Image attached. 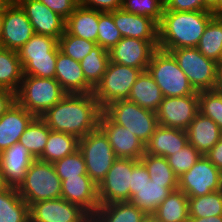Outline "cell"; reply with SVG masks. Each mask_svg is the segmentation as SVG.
Instances as JSON below:
<instances>
[{
  "mask_svg": "<svg viewBox=\"0 0 222 222\" xmlns=\"http://www.w3.org/2000/svg\"><path fill=\"white\" fill-rule=\"evenodd\" d=\"M102 111L93 93L66 94L40 118L50 130L80 139L99 126Z\"/></svg>",
  "mask_w": 222,
  "mask_h": 222,
  "instance_id": "6da1fadb",
  "label": "cell"
},
{
  "mask_svg": "<svg viewBox=\"0 0 222 222\" xmlns=\"http://www.w3.org/2000/svg\"><path fill=\"white\" fill-rule=\"evenodd\" d=\"M214 17L212 11H163L158 24V49L170 52L178 48L197 47Z\"/></svg>",
  "mask_w": 222,
  "mask_h": 222,
  "instance_id": "7a4b0ae2",
  "label": "cell"
},
{
  "mask_svg": "<svg viewBox=\"0 0 222 222\" xmlns=\"http://www.w3.org/2000/svg\"><path fill=\"white\" fill-rule=\"evenodd\" d=\"M66 94L55 78L24 75L16 92V102L28 112L40 117Z\"/></svg>",
  "mask_w": 222,
  "mask_h": 222,
  "instance_id": "3957f363",
  "label": "cell"
},
{
  "mask_svg": "<svg viewBox=\"0 0 222 222\" xmlns=\"http://www.w3.org/2000/svg\"><path fill=\"white\" fill-rule=\"evenodd\" d=\"M147 71L161 89L164 97L198 94L170 52L157 49L151 57Z\"/></svg>",
  "mask_w": 222,
  "mask_h": 222,
  "instance_id": "277c9868",
  "label": "cell"
},
{
  "mask_svg": "<svg viewBox=\"0 0 222 222\" xmlns=\"http://www.w3.org/2000/svg\"><path fill=\"white\" fill-rule=\"evenodd\" d=\"M17 189L30 206L39 201L61 198L62 181L53 163L35 159Z\"/></svg>",
  "mask_w": 222,
  "mask_h": 222,
  "instance_id": "5b68a950",
  "label": "cell"
},
{
  "mask_svg": "<svg viewBox=\"0 0 222 222\" xmlns=\"http://www.w3.org/2000/svg\"><path fill=\"white\" fill-rule=\"evenodd\" d=\"M103 112L114 123L128 129L145 145L158 126L156 112L144 109L128 99L108 104Z\"/></svg>",
  "mask_w": 222,
  "mask_h": 222,
  "instance_id": "8992f818",
  "label": "cell"
},
{
  "mask_svg": "<svg viewBox=\"0 0 222 222\" xmlns=\"http://www.w3.org/2000/svg\"><path fill=\"white\" fill-rule=\"evenodd\" d=\"M79 151L85 159L88 176L99 185L117 159L108 137L98 126L80 138Z\"/></svg>",
  "mask_w": 222,
  "mask_h": 222,
  "instance_id": "52a82bcc",
  "label": "cell"
},
{
  "mask_svg": "<svg viewBox=\"0 0 222 222\" xmlns=\"http://www.w3.org/2000/svg\"><path fill=\"white\" fill-rule=\"evenodd\" d=\"M141 72L140 69L110 61L100 83L93 91L102 110L112 102L128 99Z\"/></svg>",
  "mask_w": 222,
  "mask_h": 222,
  "instance_id": "ba28073f",
  "label": "cell"
},
{
  "mask_svg": "<svg viewBox=\"0 0 222 222\" xmlns=\"http://www.w3.org/2000/svg\"><path fill=\"white\" fill-rule=\"evenodd\" d=\"M170 53L196 92L215 89L217 63L214 60L206 58L197 47L178 48Z\"/></svg>",
  "mask_w": 222,
  "mask_h": 222,
  "instance_id": "9c48e42d",
  "label": "cell"
},
{
  "mask_svg": "<svg viewBox=\"0 0 222 222\" xmlns=\"http://www.w3.org/2000/svg\"><path fill=\"white\" fill-rule=\"evenodd\" d=\"M140 160L117 158L98 185L100 205L130 200V184L133 167Z\"/></svg>",
  "mask_w": 222,
  "mask_h": 222,
  "instance_id": "30bf717a",
  "label": "cell"
},
{
  "mask_svg": "<svg viewBox=\"0 0 222 222\" xmlns=\"http://www.w3.org/2000/svg\"><path fill=\"white\" fill-rule=\"evenodd\" d=\"M178 189L187 197H199L222 189V172L205 156L178 177Z\"/></svg>",
  "mask_w": 222,
  "mask_h": 222,
  "instance_id": "8fae6325",
  "label": "cell"
},
{
  "mask_svg": "<svg viewBox=\"0 0 222 222\" xmlns=\"http://www.w3.org/2000/svg\"><path fill=\"white\" fill-rule=\"evenodd\" d=\"M35 34L25 11L15 1L4 7L0 47L18 51Z\"/></svg>",
  "mask_w": 222,
  "mask_h": 222,
  "instance_id": "7c38bea8",
  "label": "cell"
},
{
  "mask_svg": "<svg viewBox=\"0 0 222 222\" xmlns=\"http://www.w3.org/2000/svg\"><path fill=\"white\" fill-rule=\"evenodd\" d=\"M198 112V94L164 97L156 112L158 125L186 130Z\"/></svg>",
  "mask_w": 222,
  "mask_h": 222,
  "instance_id": "4fadbf2b",
  "label": "cell"
},
{
  "mask_svg": "<svg viewBox=\"0 0 222 222\" xmlns=\"http://www.w3.org/2000/svg\"><path fill=\"white\" fill-rule=\"evenodd\" d=\"M30 222H91V216L77 204L57 198L31 204Z\"/></svg>",
  "mask_w": 222,
  "mask_h": 222,
  "instance_id": "5bb4252c",
  "label": "cell"
},
{
  "mask_svg": "<svg viewBox=\"0 0 222 222\" xmlns=\"http://www.w3.org/2000/svg\"><path fill=\"white\" fill-rule=\"evenodd\" d=\"M159 41L123 37L109 50L110 61L146 71Z\"/></svg>",
  "mask_w": 222,
  "mask_h": 222,
  "instance_id": "9a60e30c",
  "label": "cell"
},
{
  "mask_svg": "<svg viewBox=\"0 0 222 222\" xmlns=\"http://www.w3.org/2000/svg\"><path fill=\"white\" fill-rule=\"evenodd\" d=\"M99 127L108 137L117 158L140 160L145 154V144L128 129L114 123L103 111L99 117Z\"/></svg>",
  "mask_w": 222,
  "mask_h": 222,
  "instance_id": "2e32d148",
  "label": "cell"
},
{
  "mask_svg": "<svg viewBox=\"0 0 222 222\" xmlns=\"http://www.w3.org/2000/svg\"><path fill=\"white\" fill-rule=\"evenodd\" d=\"M25 11L36 34L48 35L59 40L65 32L66 20L39 0H15Z\"/></svg>",
  "mask_w": 222,
  "mask_h": 222,
  "instance_id": "e0dca14e",
  "label": "cell"
},
{
  "mask_svg": "<svg viewBox=\"0 0 222 222\" xmlns=\"http://www.w3.org/2000/svg\"><path fill=\"white\" fill-rule=\"evenodd\" d=\"M61 198L77 204L92 216L100 206L98 185L88 175L62 180Z\"/></svg>",
  "mask_w": 222,
  "mask_h": 222,
  "instance_id": "ac0fdd59",
  "label": "cell"
},
{
  "mask_svg": "<svg viewBox=\"0 0 222 222\" xmlns=\"http://www.w3.org/2000/svg\"><path fill=\"white\" fill-rule=\"evenodd\" d=\"M122 37L146 41H159L158 23L152 18L124 11L122 8L109 12Z\"/></svg>",
  "mask_w": 222,
  "mask_h": 222,
  "instance_id": "d6986e66",
  "label": "cell"
},
{
  "mask_svg": "<svg viewBox=\"0 0 222 222\" xmlns=\"http://www.w3.org/2000/svg\"><path fill=\"white\" fill-rule=\"evenodd\" d=\"M55 79L67 94H88L94 91L85 79L80 62L60 50L57 53Z\"/></svg>",
  "mask_w": 222,
  "mask_h": 222,
  "instance_id": "ffe728a7",
  "label": "cell"
},
{
  "mask_svg": "<svg viewBox=\"0 0 222 222\" xmlns=\"http://www.w3.org/2000/svg\"><path fill=\"white\" fill-rule=\"evenodd\" d=\"M35 159L19 142L0 153V167L6 182L18 188L24 181L26 172Z\"/></svg>",
  "mask_w": 222,
  "mask_h": 222,
  "instance_id": "44dd1931",
  "label": "cell"
},
{
  "mask_svg": "<svg viewBox=\"0 0 222 222\" xmlns=\"http://www.w3.org/2000/svg\"><path fill=\"white\" fill-rule=\"evenodd\" d=\"M36 116L17 102L0 117V153L19 141Z\"/></svg>",
  "mask_w": 222,
  "mask_h": 222,
  "instance_id": "7402d4cb",
  "label": "cell"
},
{
  "mask_svg": "<svg viewBox=\"0 0 222 222\" xmlns=\"http://www.w3.org/2000/svg\"><path fill=\"white\" fill-rule=\"evenodd\" d=\"M188 144L185 130L158 125L145 145V153L167 158Z\"/></svg>",
  "mask_w": 222,
  "mask_h": 222,
  "instance_id": "603a6c76",
  "label": "cell"
},
{
  "mask_svg": "<svg viewBox=\"0 0 222 222\" xmlns=\"http://www.w3.org/2000/svg\"><path fill=\"white\" fill-rule=\"evenodd\" d=\"M185 131L188 143L193 145L202 156L213 148L222 135L219 126L199 112Z\"/></svg>",
  "mask_w": 222,
  "mask_h": 222,
  "instance_id": "cb8c5ba5",
  "label": "cell"
},
{
  "mask_svg": "<svg viewBox=\"0 0 222 222\" xmlns=\"http://www.w3.org/2000/svg\"><path fill=\"white\" fill-rule=\"evenodd\" d=\"M99 11L79 5L66 19L65 31L97 43Z\"/></svg>",
  "mask_w": 222,
  "mask_h": 222,
  "instance_id": "d4e9b609",
  "label": "cell"
},
{
  "mask_svg": "<svg viewBox=\"0 0 222 222\" xmlns=\"http://www.w3.org/2000/svg\"><path fill=\"white\" fill-rule=\"evenodd\" d=\"M163 98L161 89L147 70L137 77L128 96L129 101L153 112H157Z\"/></svg>",
  "mask_w": 222,
  "mask_h": 222,
  "instance_id": "484cf974",
  "label": "cell"
},
{
  "mask_svg": "<svg viewBox=\"0 0 222 222\" xmlns=\"http://www.w3.org/2000/svg\"><path fill=\"white\" fill-rule=\"evenodd\" d=\"M147 214L130 201L100 205L91 222H142Z\"/></svg>",
  "mask_w": 222,
  "mask_h": 222,
  "instance_id": "4316f807",
  "label": "cell"
},
{
  "mask_svg": "<svg viewBox=\"0 0 222 222\" xmlns=\"http://www.w3.org/2000/svg\"><path fill=\"white\" fill-rule=\"evenodd\" d=\"M23 76L18 52L0 47V88L16 93Z\"/></svg>",
  "mask_w": 222,
  "mask_h": 222,
  "instance_id": "83f0119b",
  "label": "cell"
},
{
  "mask_svg": "<svg viewBox=\"0 0 222 222\" xmlns=\"http://www.w3.org/2000/svg\"><path fill=\"white\" fill-rule=\"evenodd\" d=\"M79 140L74 135L51 130L43 153L38 159L54 163L79 150Z\"/></svg>",
  "mask_w": 222,
  "mask_h": 222,
  "instance_id": "f1b7e54d",
  "label": "cell"
},
{
  "mask_svg": "<svg viewBox=\"0 0 222 222\" xmlns=\"http://www.w3.org/2000/svg\"><path fill=\"white\" fill-rule=\"evenodd\" d=\"M0 222H30V206L17 188L0 193Z\"/></svg>",
  "mask_w": 222,
  "mask_h": 222,
  "instance_id": "f546056e",
  "label": "cell"
},
{
  "mask_svg": "<svg viewBox=\"0 0 222 222\" xmlns=\"http://www.w3.org/2000/svg\"><path fill=\"white\" fill-rule=\"evenodd\" d=\"M153 214L164 222H188L189 203L187 195L179 189L172 191Z\"/></svg>",
  "mask_w": 222,
  "mask_h": 222,
  "instance_id": "4dcf8cb0",
  "label": "cell"
},
{
  "mask_svg": "<svg viewBox=\"0 0 222 222\" xmlns=\"http://www.w3.org/2000/svg\"><path fill=\"white\" fill-rule=\"evenodd\" d=\"M171 192L172 190L165 183L149 180L148 183L136 190V194L129 201L146 214H153Z\"/></svg>",
  "mask_w": 222,
  "mask_h": 222,
  "instance_id": "1f68e13d",
  "label": "cell"
},
{
  "mask_svg": "<svg viewBox=\"0 0 222 222\" xmlns=\"http://www.w3.org/2000/svg\"><path fill=\"white\" fill-rule=\"evenodd\" d=\"M109 62V51L99 45L80 61L85 79L93 89L100 83Z\"/></svg>",
  "mask_w": 222,
  "mask_h": 222,
  "instance_id": "d6a6232c",
  "label": "cell"
},
{
  "mask_svg": "<svg viewBox=\"0 0 222 222\" xmlns=\"http://www.w3.org/2000/svg\"><path fill=\"white\" fill-rule=\"evenodd\" d=\"M197 49L206 58L222 62V16H215L208 23Z\"/></svg>",
  "mask_w": 222,
  "mask_h": 222,
  "instance_id": "836d02e7",
  "label": "cell"
},
{
  "mask_svg": "<svg viewBox=\"0 0 222 222\" xmlns=\"http://www.w3.org/2000/svg\"><path fill=\"white\" fill-rule=\"evenodd\" d=\"M58 40L48 35L34 34L17 52L19 59L57 58Z\"/></svg>",
  "mask_w": 222,
  "mask_h": 222,
  "instance_id": "e575fe53",
  "label": "cell"
},
{
  "mask_svg": "<svg viewBox=\"0 0 222 222\" xmlns=\"http://www.w3.org/2000/svg\"><path fill=\"white\" fill-rule=\"evenodd\" d=\"M50 131L46 123L40 117H36L20 136L18 142L34 159H38L43 153Z\"/></svg>",
  "mask_w": 222,
  "mask_h": 222,
  "instance_id": "d590c367",
  "label": "cell"
},
{
  "mask_svg": "<svg viewBox=\"0 0 222 222\" xmlns=\"http://www.w3.org/2000/svg\"><path fill=\"white\" fill-rule=\"evenodd\" d=\"M140 161L147 168L150 180L165 183L172 191L178 189V177L169 166L167 158L145 153Z\"/></svg>",
  "mask_w": 222,
  "mask_h": 222,
  "instance_id": "8d00e7d4",
  "label": "cell"
},
{
  "mask_svg": "<svg viewBox=\"0 0 222 222\" xmlns=\"http://www.w3.org/2000/svg\"><path fill=\"white\" fill-rule=\"evenodd\" d=\"M189 217L222 215V189L199 197H188Z\"/></svg>",
  "mask_w": 222,
  "mask_h": 222,
  "instance_id": "74e56055",
  "label": "cell"
},
{
  "mask_svg": "<svg viewBox=\"0 0 222 222\" xmlns=\"http://www.w3.org/2000/svg\"><path fill=\"white\" fill-rule=\"evenodd\" d=\"M199 113L209 117L222 130V92L216 89L198 92Z\"/></svg>",
  "mask_w": 222,
  "mask_h": 222,
  "instance_id": "f35d334b",
  "label": "cell"
},
{
  "mask_svg": "<svg viewBox=\"0 0 222 222\" xmlns=\"http://www.w3.org/2000/svg\"><path fill=\"white\" fill-rule=\"evenodd\" d=\"M58 45L60 51L66 56L80 62L86 57L97 44L94 41H88L83 38L76 37L66 31L59 37Z\"/></svg>",
  "mask_w": 222,
  "mask_h": 222,
  "instance_id": "ab89813d",
  "label": "cell"
},
{
  "mask_svg": "<svg viewBox=\"0 0 222 222\" xmlns=\"http://www.w3.org/2000/svg\"><path fill=\"white\" fill-rule=\"evenodd\" d=\"M122 38L120 31L115 25L113 16L109 12L99 11L98 36L96 44L109 51Z\"/></svg>",
  "mask_w": 222,
  "mask_h": 222,
  "instance_id": "60d3db41",
  "label": "cell"
},
{
  "mask_svg": "<svg viewBox=\"0 0 222 222\" xmlns=\"http://www.w3.org/2000/svg\"><path fill=\"white\" fill-rule=\"evenodd\" d=\"M121 8L129 13L152 18L159 24L162 20L164 1L163 0H122Z\"/></svg>",
  "mask_w": 222,
  "mask_h": 222,
  "instance_id": "b9f144b4",
  "label": "cell"
},
{
  "mask_svg": "<svg viewBox=\"0 0 222 222\" xmlns=\"http://www.w3.org/2000/svg\"><path fill=\"white\" fill-rule=\"evenodd\" d=\"M53 165L61 181L66 178L78 177V175H88L85 159L79 150L57 160Z\"/></svg>",
  "mask_w": 222,
  "mask_h": 222,
  "instance_id": "7bdbcfd3",
  "label": "cell"
},
{
  "mask_svg": "<svg viewBox=\"0 0 222 222\" xmlns=\"http://www.w3.org/2000/svg\"><path fill=\"white\" fill-rule=\"evenodd\" d=\"M202 155L194 148L193 145L187 144L174 155L167 157L169 166L177 177L190 170Z\"/></svg>",
  "mask_w": 222,
  "mask_h": 222,
  "instance_id": "ee69618b",
  "label": "cell"
},
{
  "mask_svg": "<svg viewBox=\"0 0 222 222\" xmlns=\"http://www.w3.org/2000/svg\"><path fill=\"white\" fill-rule=\"evenodd\" d=\"M56 59H20L23 74L40 78H55Z\"/></svg>",
  "mask_w": 222,
  "mask_h": 222,
  "instance_id": "f6af8a7d",
  "label": "cell"
},
{
  "mask_svg": "<svg viewBox=\"0 0 222 222\" xmlns=\"http://www.w3.org/2000/svg\"><path fill=\"white\" fill-rule=\"evenodd\" d=\"M163 11H212L204 0H163Z\"/></svg>",
  "mask_w": 222,
  "mask_h": 222,
  "instance_id": "bcb514c9",
  "label": "cell"
},
{
  "mask_svg": "<svg viewBox=\"0 0 222 222\" xmlns=\"http://www.w3.org/2000/svg\"><path fill=\"white\" fill-rule=\"evenodd\" d=\"M65 20L79 6V0H39Z\"/></svg>",
  "mask_w": 222,
  "mask_h": 222,
  "instance_id": "7dc6e473",
  "label": "cell"
},
{
  "mask_svg": "<svg viewBox=\"0 0 222 222\" xmlns=\"http://www.w3.org/2000/svg\"><path fill=\"white\" fill-rule=\"evenodd\" d=\"M150 180L145 165L139 161L132 169L131 184H130V199L136 194V190L140 189Z\"/></svg>",
  "mask_w": 222,
  "mask_h": 222,
  "instance_id": "c3c4849f",
  "label": "cell"
},
{
  "mask_svg": "<svg viewBox=\"0 0 222 222\" xmlns=\"http://www.w3.org/2000/svg\"><path fill=\"white\" fill-rule=\"evenodd\" d=\"M79 5L101 12H110L122 7V0H79Z\"/></svg>",
  "mask_w": 222,
  "mask_h": 222,
  "instance_id": "681fc988",
  "label": "cell"
},
{
  "mask_svg": "<svg viewBox=\"0 0 222 222\" xmlns=\"http://www.w3.org/2000/svg\"><path fill=\"white\" fill-rule=\"evenodd\" d=\"M205 157L222 172V135L213 148L205 154Z\"/></svg>",
  "mask_w": 222,
  "mask_h": 222,
  "instance_id": "f907efd6",
  "label": "cell"
},
{
  "mask_svg": "<svg viewBox=\"0 0 222 222\" xmlns=\"http://www.w3.org/2000/svg\"><path fill=\"white\" fill-rule=\"evenodd\" d=\"M16 102V93L0 88V117Z\"/></svg>",
  "mask_w": 222,
  "mask_h": 222,
  "instance_id": "816d5d0a",
  "label": "cell"
},
{
  "mask_svg": "<svg viewBox=\"0 0 222 222\" xmlns=\"http://www.w3.org/2000/svg\"><path fill=\"white\" fill-rule=\"evenodd\" d=\"M188 222H222L221 216H210V217H189Z\"/></svg>",
  "mask_w": 222,
  "mask_h": 222,
  "instance_id": "f5cc1de1",
  "label": "cell"
},
{
  "mask_svg": "<svg viewBox=\"0 0 222 222\" xmlns=\"http://www.w3.org/2000/svg\"><path fill=\"white\" fill-rule=\"evenodd\" d=\"M215 89L222 92V62L217 63Z\"/></svg>",
  "mask_w": 222,
  "mask_h": 222,
  "instance_id": "db71d44e",
  "label": "cell"
},
{
  "mask_svg": "<svg viewBox=\"0 0 222 222\" xmlns=\"http://www.w3.org/2000/svg\"><path fill=\"white\" fill-rule=\"evenodd\" d=\"M215 16H219V0H204Z\"/></svg>",
  "mask_w": 222,
  "mask_h": 222,
  "instance_id": "11a10c76",
  "label": "cell"
},
{
  "mask_svg": "<svg viewBox=\"0 0 222 222\" xmlns=\"http://www.w3.org/2000/svg\"><path fill=\"white\" fill-rule=\"evenodd\" d=\"M11 186L6 182L5 175L0 167V193L6 192Z\"/></svg>",
  "mask_w": 222,
  "mask_h": 222,
  "instance_id": "9f6ffc18",
  "label": "cell"
},
{
  "mask_svg": "<svg viewBox=\"0 0 222 222\" xmlns=\"http://www.w3.org/2000/svg\"><path fill=\"white\" fill-rule=\"evenodd\" d=\"M142 222H164L159 220L154 214H147Z\"/></svg>",
  "mask_w": 222,
  "mask_h": 222,
  "instance_id": "6f0895ef",
  "label": "cell"
},
{
  "mask_svg": "<svg viewBox=\"0 0 222 222\" xmlns=\"http://www.w3.org/2000/svg\"><path fill=\"white\" fill-rule=\"evenodd\" d=\"M10 2V0H0V10H4V7Z\"/></svg>",
  "mask_w": 222,
  "mask_h": 222,
  "instance_id": "680465c9",
  "label": "cell"
},
{
  "mask_svg": "<svg viewBox=\"0 0 222 222\" xmlns=\"http://www.w3.org/2000/svg\"><path fill=\"white\" fill-rule=\"evenodd\" d=\"M3 17H4V10H0V35L2 30Z\"/></svg>",
  "mask_w": 222,
  "mask_h": 222,
  "instance_id": "91938a15",
  "label": "cell"
},
{
  "mask_svg": "<svg viewBox=\"0 0 222 222\" xmlns=\"http://www.w3.org/2000/svg\"><path fill=\"white\" fill-rule=\"evenodd\" d=\"M219 16H222V0H219Z\"/></svg>",
  "mask_w": 222,
  "mask_h": 222,
  "instance_id": "94428289",
  "label": "cell"
}]
</instances>
